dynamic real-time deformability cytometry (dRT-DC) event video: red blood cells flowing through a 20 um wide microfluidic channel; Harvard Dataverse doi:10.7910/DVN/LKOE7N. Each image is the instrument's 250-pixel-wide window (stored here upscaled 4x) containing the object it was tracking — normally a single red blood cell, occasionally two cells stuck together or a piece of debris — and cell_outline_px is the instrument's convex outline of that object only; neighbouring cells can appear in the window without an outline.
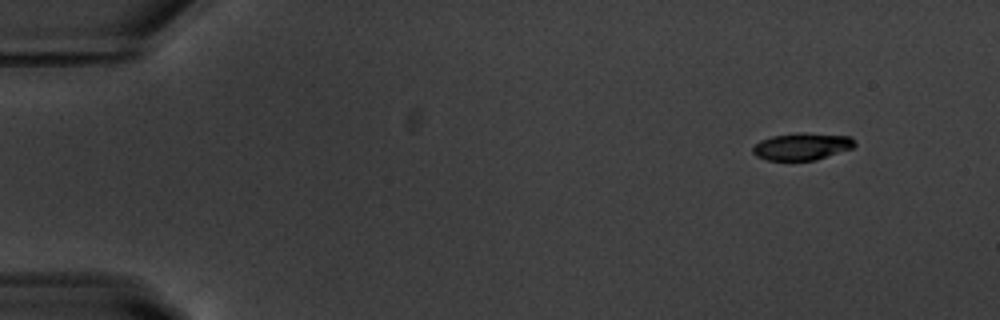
{"species": "common noctule bat (a hibernating species)", "species_latin": "Nyctalus noctula", "temperature_condition": "warm", "stored_images_in_passage": 50, "camera_frame_rate_fps": 3000, "um_per_image_px": 0.085, "animal": {"sex": "male", "body_mass_g": 20.1, "forearm_length_mm": 53.5}, "frame": {"image": 1, "passage_image": 1, "time_ms": 0.0, "image_size_px": [1000, 320], "cell_outline_px": [[856, 144], [852, 148], [816, 160], [768, 160], [756, 156], [752, 152], [752, 148], [760, 140], [772, 136], [852, 136]], "centroid_in_image_um": [68.13, 12.52], "position_along_channel_um": 16.9, "area_um2": 14.97}}
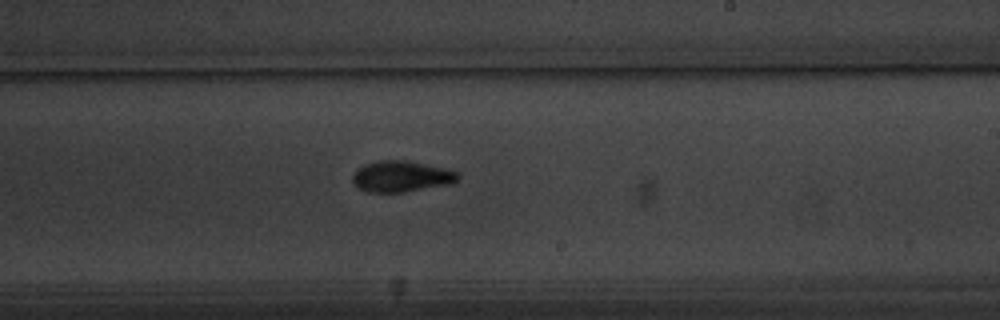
{"frame": {"image": 2, "passage_image": 29, "time_ms": 9.333, "image_size_px": [1000, 320], "cell_outline_px": [[460, 176], [452, 184], [404, 192], [368, 192], [360, 188], [352, 180], [352, 176], [356, 168], [364, 164], [376, 160], [404, 160], [444, 168], [460, 172]], "centroid_in_image_um": [34.11, 14.99], "position_along_channel_um": 254.9, "area_um2": 19.13}}
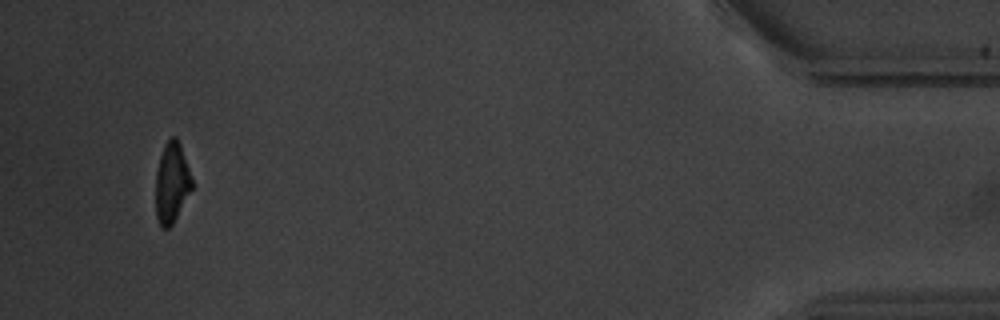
{"frame": {"image": 3, "passage_image": 48, "time_ms": 15.667, "image_size_px": [1000, 320], "cell_outline_px": [[192, 188], [172, 224], [168, 228], [160, 228], [156, 216], [156, 172], [160, 156], [164, 144], [172, 136], [176, 136], [180, 144], [192, 180]], "centroid_in_image_um": [14.58, 15.53], "position_along_channel_um": 420.6, "area_um2": 16.7}, "authors_computed_cell_mechanics": {"area_um2": 18.207, "velocity_mm_per_s": 3.7318, "shape_relaxation_time_tau1_ms": 2.495, "shape_relaxation_time_tau2_ms": 3.9574, "deformation_change_tau1": 0.1512, "deformation_change_tau2": 0.0862}}